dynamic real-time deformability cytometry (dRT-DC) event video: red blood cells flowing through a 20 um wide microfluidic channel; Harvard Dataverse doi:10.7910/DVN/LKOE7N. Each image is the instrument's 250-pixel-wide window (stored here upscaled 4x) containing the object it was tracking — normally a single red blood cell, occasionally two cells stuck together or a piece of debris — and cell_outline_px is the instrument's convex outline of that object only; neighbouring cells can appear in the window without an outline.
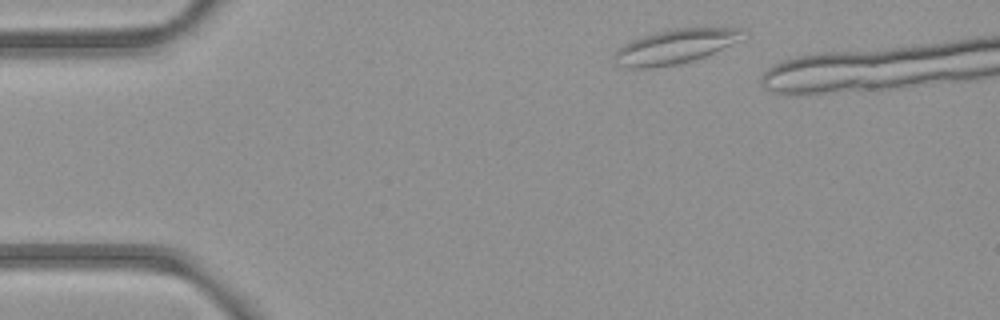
{"species": "common noctule bat (a hibernating species)", "species_latin": "Nyctalus noctula", "temperature_condition": "room temperature", "stored_images_in_passage": 4, "camera_frame_rate_fps": 3000, "um_per_image_px": 0.085, "animal": {"sex": "female", "body_mass_g": 21.9}, "frame": {"image": 1, "passage_image": 1, "time_ms": 0.0, "image_size_px": [1000, 320], "cell_outline_px": [[744, 40], [704, 56], [680, 64], [652, 68], [624, 68], [616, 64], [612, 56], [616, 48], [640, 36], [668, 28], [744, 28]], "centroid_in_image_um": [57.35, 3.95], "position_along_channel_um": 27.6, "area_um2": 26.3}}